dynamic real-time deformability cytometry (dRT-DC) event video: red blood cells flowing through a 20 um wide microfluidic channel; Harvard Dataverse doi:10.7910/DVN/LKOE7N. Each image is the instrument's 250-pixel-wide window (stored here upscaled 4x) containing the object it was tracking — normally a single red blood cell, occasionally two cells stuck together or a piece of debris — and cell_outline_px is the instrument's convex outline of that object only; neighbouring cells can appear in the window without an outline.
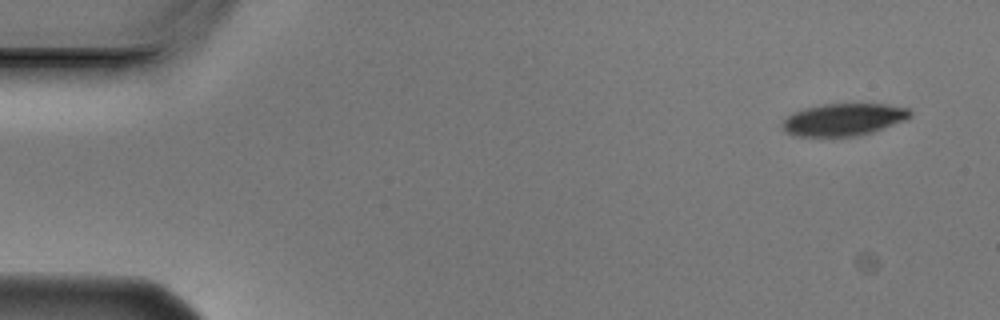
{"species": "Egyptian fruit bat (a non-hibernating species)", "species_latin": "Rousettus aegyptiacus", "temperature_condition": "cold", "stored_images_in_passage": 4, "camera_frame_rate_fps": 3000, "um_per_image_px": 0.085, "animal": {"sex": "male"}, "frame": {"image": 1, "passage_image": 1, "time_ms": 0.0, "image_size_px": [1000, 320], "cell_outline_px": [[912, 116], [904, 120], [872, 132], [856, 136], [792, 136], [784, 132], [780, 124], [788, 116], [796, 112], [808, 108], [824, 104], [888, 104], [908, 108], [912, 112]], "centroid_in_image_um": [71.7, 10.17], "position_along_channel_um": 13.3, "area_um2": 23.87}}
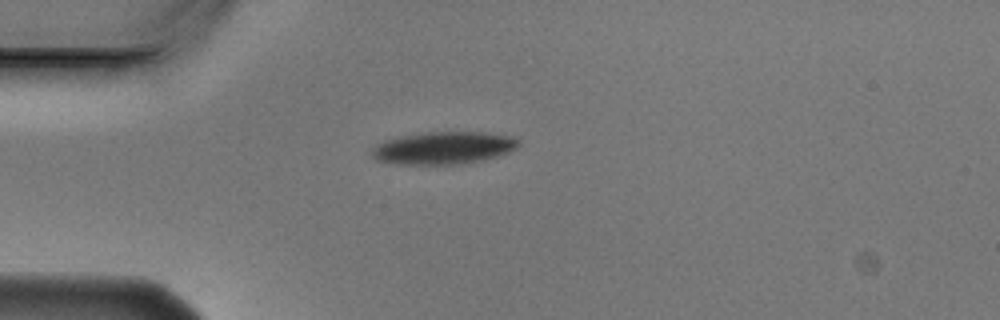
{"frame": {"image": 2, "passage_image": 4, "time_ms": 1.0, "image_size_px": [1000, 320], "cell_outline_px": [[520, 144], [516, 148], [508, 152], [496, 156], [480, 160], [456, 164], [400, 164], [376, 160], [372, 156], [372, 148], [376, 144], [384, 140], [400, 136], [428, 132], [484, 132], [512, 136], [520, 140]], "centroid_in_image_um": [37.69, 12.56], "position_along_channel_um": 47.3, "area_um2": 27.63}}